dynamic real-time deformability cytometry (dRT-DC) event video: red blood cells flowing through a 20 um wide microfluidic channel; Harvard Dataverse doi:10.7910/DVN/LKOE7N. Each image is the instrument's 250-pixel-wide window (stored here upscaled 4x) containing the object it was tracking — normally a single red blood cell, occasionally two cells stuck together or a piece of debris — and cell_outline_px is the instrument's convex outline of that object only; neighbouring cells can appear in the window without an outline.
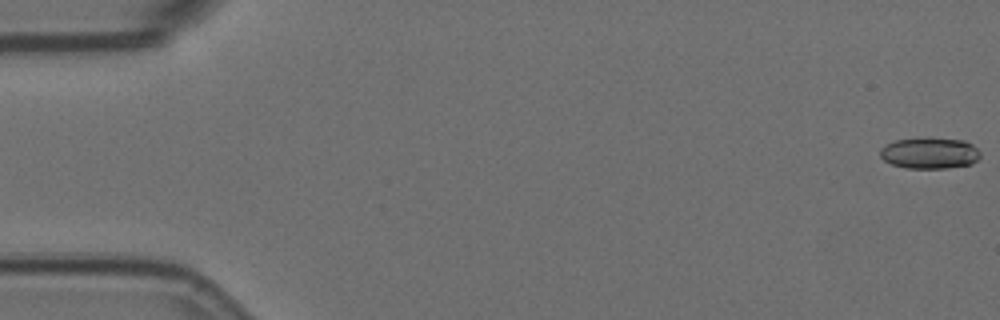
{"species": "Egyptian fruit bat (a non-hibernating species)", "species_latin": "Rousettus aegyptiacus", "temperature_condition": "room temperature", "stored_images_in_passage": 57, "camera_frame_rate_fps": 3000, "um_per_image_px": 0.085, "animal": {"sex": "female"}, "frame": {"image": 1, "passage_image": 1, "time_ms": 0.0, "image_size_px": [1000, 320], "cell_outline_px": [[980, 156], [972, 164], [948, 168], [908, 168], [892, 164], [884, 160], [880, 156], [880, 148], [884, 144], [896, 140], [928, 136], [964, 140], [972, 144], [980, 152]], "centroid_in_image_um": [79.01, 12.98], "position_along_channel_um": 6.0, "area_um2": 18.61}}
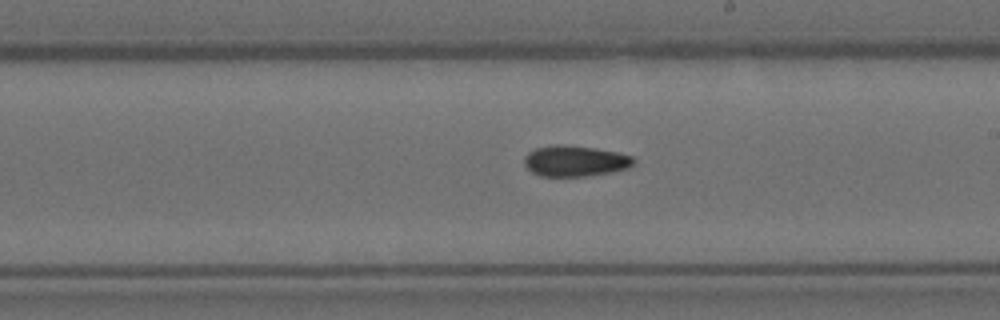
{"frame": {"image": 2, "passage_image": 33, "time_ms": 10.667, "image_size_px": [1000, 320], "cell_outline_px": [[636, 160], [628, 168], [612, 172], [584, 176], [540, 176], [532, 172], [524, 164], [524, 156], [528, 152], [536, 148], [556, 144], [564, 144], [596, 148], [620, 152], [632, 156]], "centroid_in_image_um": [48.89, 13.67], "position_along_channel_um": 240.1, "area_um2": 19.83}}
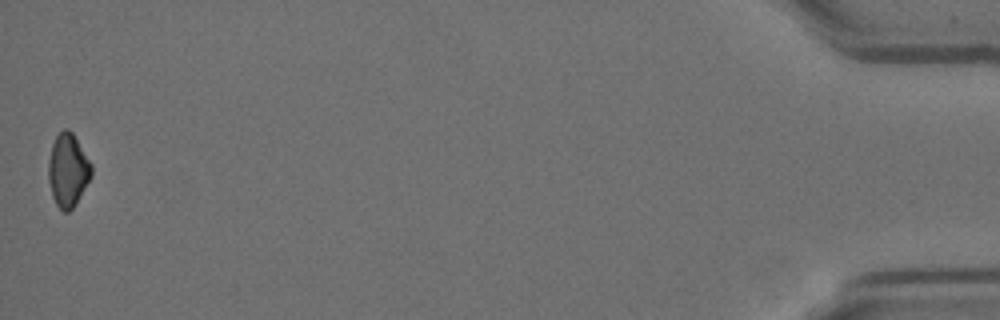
{"frame": {"image": 3, "passage_image": 57, "time_ms": 18.667, "image_size_px": [1000, 320], "cell_outline_px": [[92, 176], [72, 208], [68, 212], [64, 212], [56, 204], [52, 196], [48, 180], [48, 164], [52, 144], [56, 136], [64, 128], [68, 128], [72, 132], [92, 164]], "centroid_in_image_um": [5.77, 14.45], "position_along_channel_um": 429.4, "area_um2": 18.21}, "authors_computed_cell_mechanics": {"area_um2": 19.1896, "velocity_mm_per_s": 3.5859, "shape_relaxation_time_tau1_ms": 7.4148, "shape_relaxation_time_tau2_ms": null, "deformation_change_tau1": 0.156, "deformation_change_tau2": null}}